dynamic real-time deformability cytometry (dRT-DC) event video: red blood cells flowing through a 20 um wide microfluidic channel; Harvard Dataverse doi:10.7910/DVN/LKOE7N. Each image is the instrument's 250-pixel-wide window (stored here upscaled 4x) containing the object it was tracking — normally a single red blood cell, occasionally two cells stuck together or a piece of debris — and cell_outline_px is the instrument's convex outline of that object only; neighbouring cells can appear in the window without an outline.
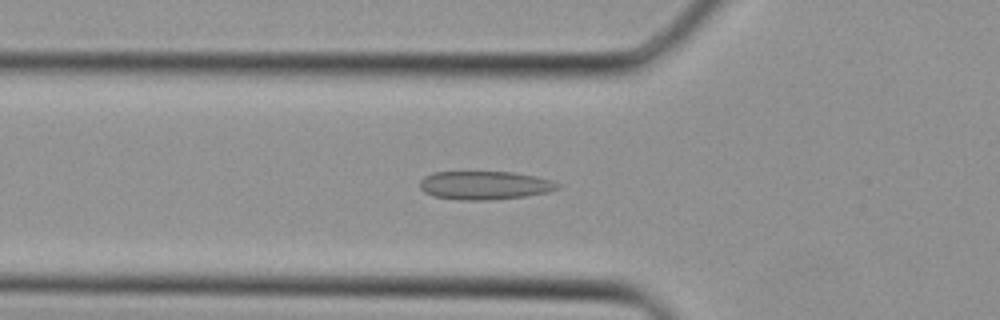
{"species": "Egyptian fruit bat (a non-hibernating species)", "species_latin": "Rousettus aegyptiacus", "temperature_condition": "cold", "stored_images_in_passage": 27, "camera_frame_rate_fps": 3000, "um_per_image_px": 0.085, "animal": {"sex": "female"}, "frame": {"image": 1, "passage_image": 4, "time_ms": 1.0, "image_size_px": [1000, 320], "cell_outline_px": [[560, 188], [548, 192], [524, 196], [488, 200], [456, 200], [436, 196], [424, 192], [420, 188], [420, 180], [424, 176], [432, 172], [512, 172], [536, 176], [560, 184]], "centroid_in_image_um": [41.17, 15.75], "position_along_channel_um": 84.6, "area_um2": 22.77}}
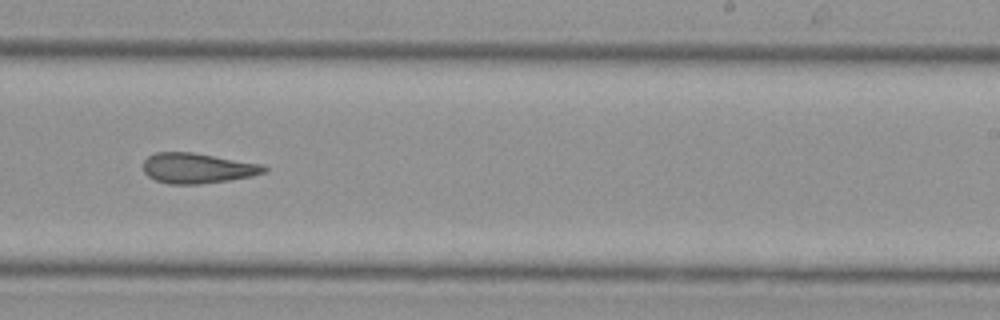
{"frame": {"image": 2, "passage_image": 14, "time_ms": 4.333, "image_size_px": [1000, 320], "cell_outline_px": [[268, 172], [252, 176], [228, 180], [200, 184], [168, 184], [156, 180], [148, 176], [144, 172], [144, 160], [148, 156], [156, 152], [192, 152], [260, 164], [268, 168]], "centroid_in_image_um": [16.78, 14.3], "position_along_channel_um": 272.2, "area_um2": 21.21}}
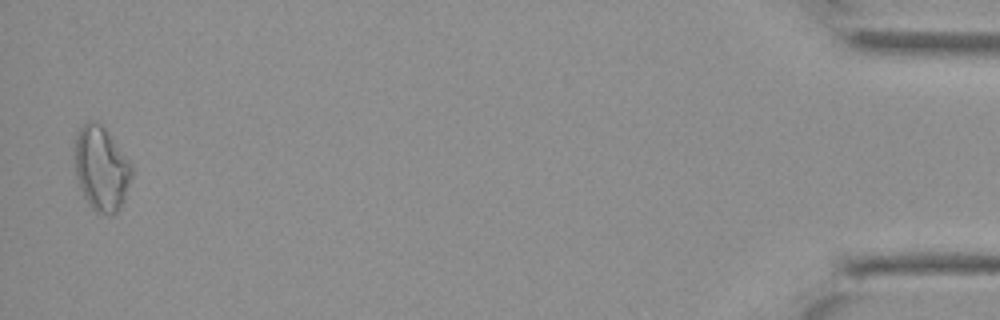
{"frame": {"image": 3, "passage_image": 27, "time_ms": 8.667, "image_size_px": [1000, 320], "cell_outline_px": [[132, 176], [124, 196], [116, 212], [100, 216], [92, 208], [84, 196], [76, 176], [76, 136], [80, 128], [88, 120], [100, 120], [132, 164]], "centroid_in_image_um": [8.62, 14.28], "position_along_channel_um": 426.6, "area_um2": 27.74}}